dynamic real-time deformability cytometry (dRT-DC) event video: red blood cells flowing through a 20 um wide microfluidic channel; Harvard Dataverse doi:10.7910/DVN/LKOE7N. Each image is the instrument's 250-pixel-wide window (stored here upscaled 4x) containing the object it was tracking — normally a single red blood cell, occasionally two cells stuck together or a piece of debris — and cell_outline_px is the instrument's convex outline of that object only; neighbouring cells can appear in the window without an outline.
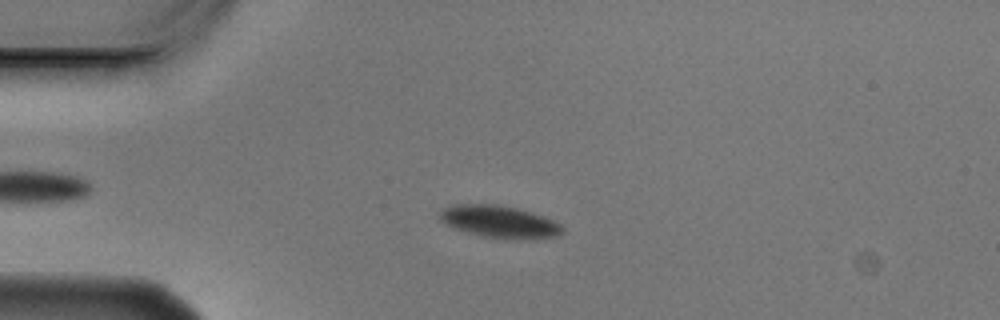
{"species": "Egyptian fruit bat (a non-hibernating species)", "species_latin": "Rousettus aegyptiacus", "temperature_condition": "cold", "stored_images_in_passage": 6, "camera_frame_rate_fps": 3000, "um_per_image_px": 0.085, "animal": {"sex": "male"}, "frame": {"image": 1, "passage_image": 4, "time_ms": 1.0, "image_size_px": [1000, 320], "cell_outline_px": [[564, 232], [556, 236], [532, 240], [520, 240], [484, 236], [468, 232], [456, 228], [440, 220], [440, 212], [444, 208], [452, 204], [496, 204], [516, 208], [532, 212], [544, 216], [560, 224], [564, 228]], "centroid_in_image_um": [42.51, 18.85], "position_along_channel_um": 42.5, "area_um2": 23.0}}
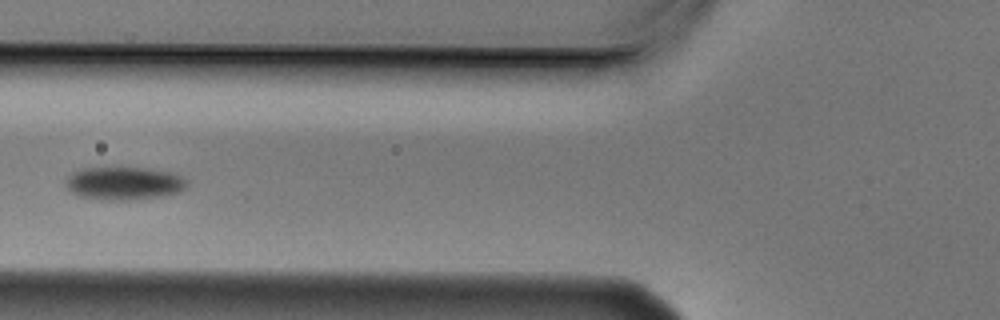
{"frame": {"image": 2, "passage_image": 6, "time_ms": 1.667, "image_size_px": [1000, 320], "cell_outline_px": [[188, 184], [180, 192], [164, 196], [132, 200], [108, 200], [80, 196], [72, 192], [64, 184], [64, 180], [72, 172], [84, 168], [148, 168], [172, 172], [188, 180]], "centroid_in_image_um": [10.56, 15.58], "position_along_channel_um": 115.2, "area_um2": 23.47}}